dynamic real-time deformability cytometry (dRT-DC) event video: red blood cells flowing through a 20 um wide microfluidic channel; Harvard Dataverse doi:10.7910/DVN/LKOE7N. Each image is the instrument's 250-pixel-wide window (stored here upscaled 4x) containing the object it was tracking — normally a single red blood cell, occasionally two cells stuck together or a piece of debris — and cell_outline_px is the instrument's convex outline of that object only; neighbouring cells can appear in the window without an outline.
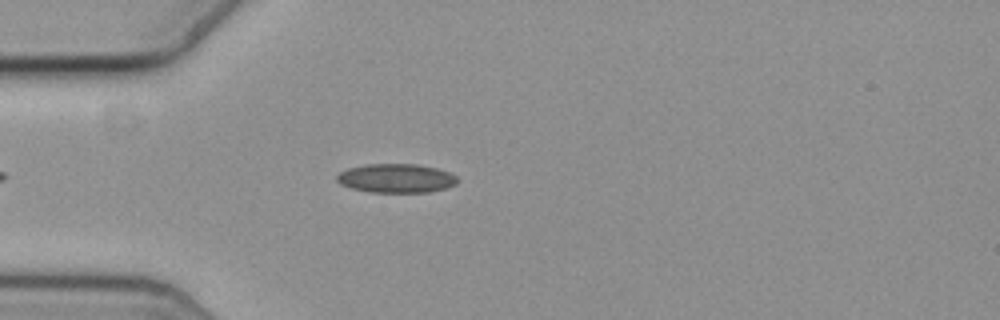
{"species": "common noctule bat (a hibernating species)", "species_latin": "Nyctalus noctula", "temperature_condition": "cold", "stored_images_in_passage": 47, "camera_frame_rate_fps": 3000, "um_per_image_px": 0.085, "animal": {"sex": "female", "body_mass_g": 19.3, "forearm_length_mm": 54.1}, "frame": {"image": 1, "passage_image": 9, "time_ms": 2.667, "image_size_px": [1000, 320], "cell_outline_px": [[456, 184], [444, 188], [428, 192], [368, 192], [352, 188], [340, 184], [336, 180], [336, 176], [340, 172], [348, 168], [368, 164], [416, 164], [436, 168], [448, 172], [456, 176]], "centroid_in_image_um": [33.64, 15.15], "position_along_channel_um": 51.4, "area_um2": 20.17}}
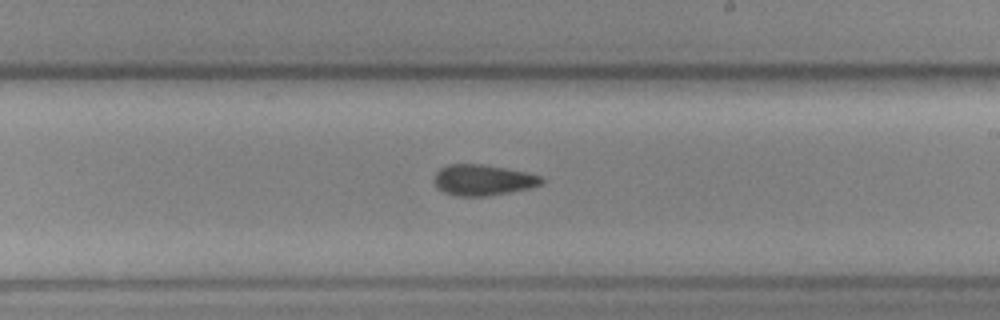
{"frame": {"image": 2, "passage_image": 26, "time_ms": 8.333, "image_size_px": [1000, 320], "cell_outline_px": [[544, 180], [540, 184], [528, 188], [508, 192], [484, 196], [456, 196], [444, 192], [436, 188], [432, 180], [436, 172], [440, 168], [448, 164], [480, 164], [504, 168], [524, 172], [540, 176]], "centroid_in_image_um": [40.96, 15.3], "position_along_channel_um": 248.0, "area_um2": 19.13}}
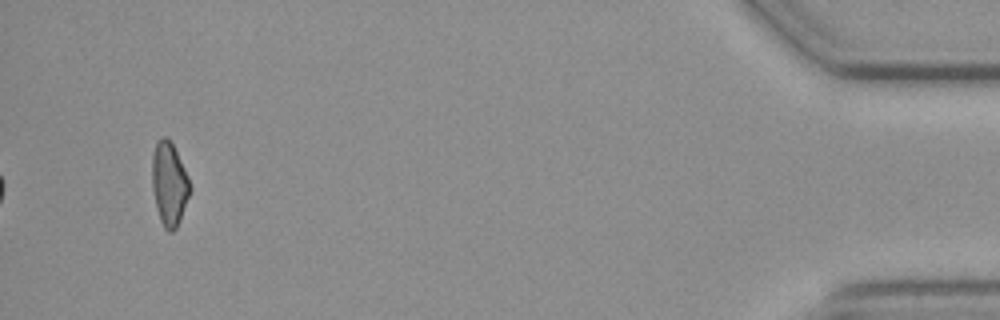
{"frame": {"image": 3, "passage_image": 47, "time_ms": 15.333, "image_size_px": [1000, 320], "cell_outline_px": [[192, 192], [180, 220], [176, 228], [172, 232], [168, 232], [164, 228], [160, 220], [156, 208], [152, 188], [152, 156], [156, 144], [164, 136], [172, 144], [188, 176], [192, 188]], "centroid_in_image_um": [14.4, 15.7], "position_along_channel_um": 420.8, "area_um2": 18.44}, "authors_computed_cell_mechanics": {"area_um2": 19.4208, "velocity_mm_per_s": 3.6633, "shape_relaxation_time_tau1_ms": null, "shape_relaxation_time_tau2_ms": 2.8751, "deformation_change_tau1": null, "deformation_change_tau2": 0.0814}}